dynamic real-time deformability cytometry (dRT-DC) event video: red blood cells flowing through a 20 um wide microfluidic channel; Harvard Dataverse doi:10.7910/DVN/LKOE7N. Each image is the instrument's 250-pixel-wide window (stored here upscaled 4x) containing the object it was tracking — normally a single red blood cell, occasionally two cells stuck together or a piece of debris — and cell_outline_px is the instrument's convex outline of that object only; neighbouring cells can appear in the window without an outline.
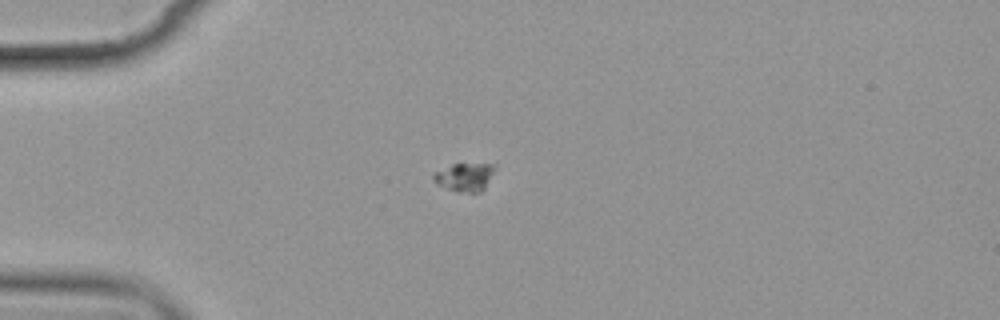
{"species": "common noctule bat (a hibernating species)", "species_latin": "Nyctalus noctula", "temperature_condition": "cold", "stored_images_in_passage": 7, "camera_frame_rate_fps": 3000, "um_per_image_px": 0.085, "animal": {"sex": "female", "body_mass_g": 19.9}, "frame": {"image": 1, "passage_image": 4, "time_ms": 4.333, "image_size_px": [1000, 320], "cell_outline_px": [[496, 168], [484, 188], [480, 192], [456, 192], [436, 184], [432, 180], [432, 176], [436, 172], [452, 164], [496, 164]], "centroid_in_image_um": [39.49, 15.05], "position_along_channel_um": 45.5, "area_um2": 10.06}}
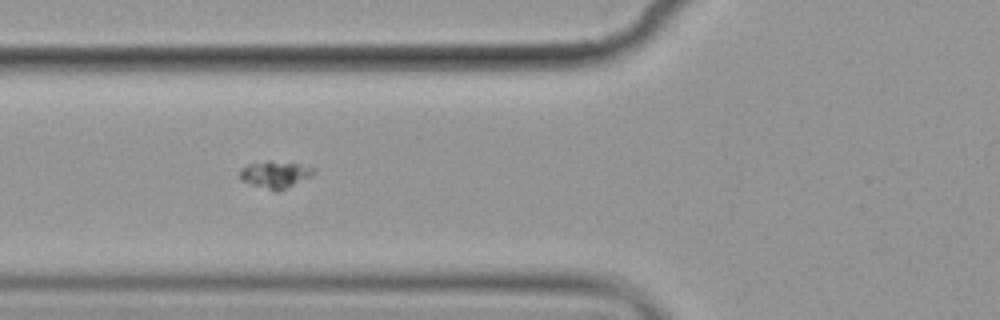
{"frame": {"image": 2, "passage_image": 6, "time_ms": 6.667, "image_size_px": [1000, 320], "cell_outline_px": [[316, 168], [312, 176], [276, 192], [272, 192], [240, 180], [240, 168], [248, 164], [268, 160], [296, 164]], "centroid_in_image_um": [23.35, 14.84], "position_along_channel_um": 102.5, "area_um2": 11.62}}
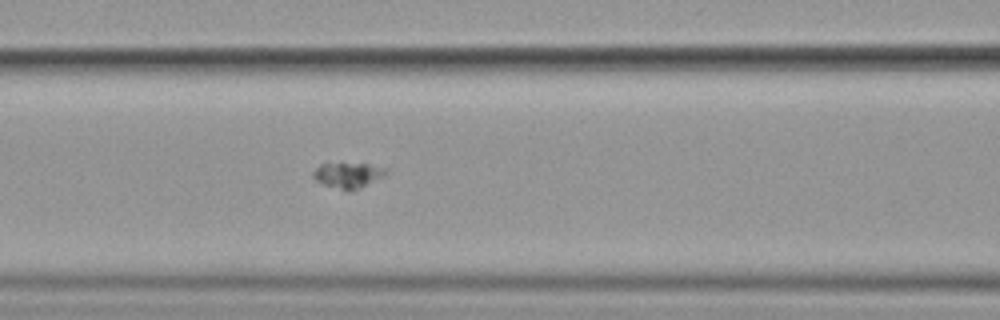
{"frame": {"image": 3, "passage_image": 7, "time_ms": 7.667, "image_size_px": [1000, 320], "cell_outline_px": [[388, 172], [384, 176], [360, 188], [348, 192], [344, 192], [324, 184], [316, 180], [312, 176], [312, 172], [320, 164], [368, 164], [388, 168]], "centroid_in_image_um": [29.6, 14.91], "position_along_channel_um": 137.0, "area_um2": 10.87}}